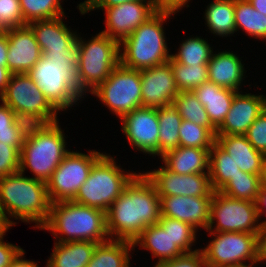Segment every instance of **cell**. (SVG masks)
<instances>
[{
    "mask_svg": "<svg viewBox=\"0 0 266 267\" xmlns=\"http://www.w3.org/2000/svg\"><path fill=\"white\" fill-rule=\"evenodd\" d=\"M161 217L160 196L144 173H137L106 211L110 239L133 242Z\"/></svg>",
    "mask_w": 266,
    "mask_h": 267,
    "instance_id": "obj_1",
    "label": "cell"
},
{
    "mask_svg": "<svg viewBox=\"0 0 266 267\" xmlns=\"http://www.w3.org/2000/svg\"><path fill=\"white\" fill-rule=\"evenodd\" d=\"M51 202L46 183L18 171L0 178V220L4 227L34 222L41 229L49 218Z\"/></svg>",
    "mask_w": 266,
    "mask_h": 267,
    "instance_id": "obj_2",
    "label": "cell"
},
{
    "mask_svg": "<svg viewBox=\"0 0 266 267\" xmlns=\"http://www.w3.org/2000/svg\"><path fill=\"white\" fill-rule=\"evenodd\" d=\"M41 229L51 231L60 243L110 240L106 212L74 201L51 203L49 218Z\"/></svg>",
    "mask_w": 266,
    "mask_h": 267,
    "instance_id": "obj_3",
    "label": "cell"
},
{
    "mask_svg": "<svg viewBox=\"0 0 266 267\" xmlns=\"http://www.w3.org/2000/svg\"><path fill=\"white\" fill-rule=\"evenodd\" d=\"M59 121L31 124L20 151L19 171L31 170L34 179L47 182L69 152Z\"/></svg>",
    "mask_w": 266,
    "mask_h": 267,
    "instance_id": "obj_4",
    "label": "cell"
},
{
    "mask_svg": "<svg viewBox=\"0 0 266 267\" xmlns=\"http://www.w3.org/2000/svg\"><path fill=\"white\" fill-rule=\"evenodd\" d=\"M173 14L175 15L174 12L158 10L123 39L119 43L120 64L140 71L168 62L171 54L165 41L163 24Z\"/></svg>",
    "mask_w": 266,
    "mask_h": 267,
    "instance_id": "obj_5",
    "label": "cell"
},
{
    "mask_svg": "<svg viewBox=\"0 0 266 267\" xmlns=\"http://www.w3.org/2000/svg\"><path fill=\"white\" fill-rule=\"evenodd\" d=\"M136 174L134 171L125 173L116 164L115 157L102 154L73 201L106 212Z\"/></svg>",
    "mask_w": 266,
    "mask_h": 267,
    "instance_id": "obj_6",
    "label": "cell"
},
{
    "mask_svg": "<svg viewBox=\"0 0 266 267\" xmlns=\"http://www.w3.org/2000/svg\"><path fill=\"white\" fill-rule=\"evenodd\" d=\"M82 38L78 37L76 83L79 91L86 95L103 83L119 65L120 51L119 42L101 32L92 36L89 41H84Z\"/></svg>",
    "mask_w": 266,
    "mask_h": 267,
    "instance_id": "obj_7",
    "label": "cell"
},
{
    "mask_svg": "<svg viewBox=\"0 0 266 267\" xmlns=\"http://www.w3.org/2000/svg\"><path fill=\"white\" fill-rule=\"evenodd\" d=\"M27 74L57 111L67 110L84 98L76 83L74 65L53 62L52 58L42 55Z\"/></svg>",
    "mask_w": 266,
    "mask_h": 267,
    "instance_id": "obj_8",
    "label": "cell"
},
{
    "mask_svg": "<svg viewBox=\"0 0 266 267\" xmlns=\"http://www.w3.org/2000/svg\"><path fill=\"white\" fill-rule=\"evenodd\" d=\"M209 244L201 249L206 267L263 262L262 236L245 232H212Z\"/></svg>",
    "mask_w": 266,
    "mask_h": 267,
    "instance_id": "obj_9",
    "label": "cell"
},
{
    "mask_svg": "<svg viewBox=\"0 0 266 267\" xmlns=\"http://www.w3.org/2000/svg\"><path fill=\"white\" fill-rule=\"evenodd\" d=\"M0 100L30 125L58 121V111L27 73L12 74Z\"/></svg>",
    "mask_w": 266,
    "mask_h": 267,
    "instance_id": "obj_10",
    "label": "cell"
},
{
    "mask_svg": "<svg viewBox=\"0 0 266 267\" xmlns=\"http://www.w3.org/2000/svg\"><path fill=\"white\" fill-rule=\"evenodd\" d=\"M258 222L256 202L232 198L220 191H214L206 231L263 234V227Z\"/></svg>",
    "mask_w": 266,
    "mask_h": 267,
    "instance_id": "obj_11",
    "label": "cell"
},
{
    "mask_svg": "<svg viewBox=\"0 0 266 267\" xmlns=\"http://www.w3.org/2000/svg\"><path fill=\"white\" fill-rule=\"evenodd\" d=\"M91 94L100 98L99 100L121 119L134 109L142 107L141 73L119 63Z\"/></svg>",
    "mask_w": 266,
    "mask_h": 267,
    "instance_id": "obj_12",
    "label": "cell"
},
{
    "mask_svg": "<svg viewBox=\"0 0 266 267\" xmlns=\"http://www.w3.org/2000/svg\"><path fill=\"white\" fill-rule=\"evenodd\" d=\"M89 154L71 150L46 182L51 203L73 201L82 184L88 179L94 162L103 154L88 150Z\"/></svg>",
    "mask_w": 266,
    "mask_h": 267,
    "instance_id": "obj_13",
    "label": "cell"
},
{
    "mask_svg": "<svg viewBox=\"0 0 266 267\" xmlns=\"http://www.w3.org/2000/svg\"><path fill=\"white\" fill-rule=\"evenodd\" d=\"M96 9H103L106 14V30L101 33L117 40L119 43L158 11L154 3L141 2H126L108 8L79 7L82 15Z\"/></svg>",
    "mask_w": 266,
    "mask_h": 267,
    "instance_id": "obj_14",
    "label": "cell"
},
{
    "mask_svg": "<svg viewBox=\"0 0 266 267\" xmlns=\"http://www.w3.org/2000/svg\"><path fill=\"white\" fill-rule=\"evenodd\" d=\"M144 174L153 183L158 195L164 196H213L209 173L176 174L164 166Z\"/></svg>",
    "mask_w": 266,
    "mask_h": 267,
    "instance_id": "obj_15",
    "label": "cell"
},
{
    "mask_svg": "<svg viewBox=\"0 0 266 267\" xmlns=\"http://www.w3.org/2000/svg\"><path fill=\"white\" fill-rule=\"evenodd\" d=\"M120 120H122V131L134 149L158 156L157 108L142 106L123 116Z\"/></svg>",
    "mask_w": 266,
    "mask_h": 267,
    "instance_id": "obj_16",
    "label": "cell"
},
{
    "mask_svg": "<svg viewBox=\"0 0 266 267\" xmlns=\"http://www.w3.org/2000/svg\"><path fill=\"white\" fill-rule=\"evenodd\" d=\"M142 106L161 108L172 105L180 93L177 88L170 60L149 69L140 70Z\"/></svg>",
    "mask_w": 266,
    "mask_h": 267,
    "instance_id": "obj_17",
    "label": "cell"
},
{
    "mask_svg": "<svg viewBox=\"0 0 266 267\" xmlns=\"http://www.w3.org/2000/svg\"><path fill=\"white\" fill-rule=\"evenodd\" d=\"M213 196H164L160 197L161 216L174 218L207 230Z\"/></svg>",
    "mask_w": 266,
    "mask_h": 267,
    "instance_id": "obj_18",
    "label": "cell"
},
{
    "mask_svg": "<svg viewBox=\"0 0 266 267\" xmlns=\"http://www.w3.org/2000/svg\"><path fill=\"white\" fill-rule=\"evenodd\" d=\"M266 108V97L237 92L231 108L216 135H245L248 128Z\"/></svg>",
    "mask_w": 266,
    "mask_h": 267,
    "instance_id": "obj_19",
    "label": "cell"
},
{
    "mask_svg": "<svg viewBox=\"0 0 266 267\" xmlns=\"http://www.w3.org/2000/svg\"><path fill=\"white\" fill-rule=\"evenodd\" d=\"M7 38V68L12 74L27 73L42 56L34 32L25 25L8 30Z\"/></svg>",
    "mask_w": 266,
    "mask_h": 267,
    "instance_id": "obj_20",
    "label": "cell"
},
{
    "mask_svg": "<svg viewBox=\"0 0 266 267\" xmlns=\"http://www.w3.org/2000/svg\"><path fill=\"white\" fill-rule=\"evenodd\" d=\"M64 17L35 20L27 24L34 32L41 52H66L78 41L77 32L63 23Z\"/></svg>",
    "mask_w": 266,
    "mask_h": 267,
    "instance_id": "obj_21",
    "label": "cell"
},
{
    "mask_svg": "<svg viewBox=\"0 0 266 267\" xmlns=\"http://www.w3.org/2000/svg\"><path fill=\"white\" fill-rule=\"evenodd\" d=\"M241 61L233 51L212 53L207 64L209 82L239 92V87L245 78L244 72L246 73Z\"/></svg>",
    "mask_w": 266,
    "mask_h": 267,
    "instance_id": "obj_22",
    "label": "cell"
},
{
    "mask_svg": "<svg viewBox=\"0 0 266 267\" xmlns=\"http://www.w3.org/2000/svg\"><path fill=\"white\" fill-rule=\"evenodd\" d=\"M210 149L179 146L164 153V167L176 174L209 173Z\"/></svg>",
    "mask_w": 266,
    "mask_h": 267,
    "instance_id": "obj_23",
    "label": "cell"
},
{
    "mask_svg": "<svg viewBox=\"0 0 266 267\" xmlns=\"http://www.w3.org/2000/svg\"><path fill=\"white\" fill-rule=\"evenodd\" d=\"M193 92L207 111L211 124L218 129L225 120L237 92L209 81L196 87Z\"/></svg>",
    "mask_w": 266,
    "mask_h": 267,
    "instance_id": "obj_24",
    "label": "cell"
},
{
    "mask_svg": "<svg viewBox=\"0 0 266 267\" xmlns=\"http://www.w3.org/2000/svg\"><path fill=\"white\" fill-rule=\"evenodd\" d=\"M216 143L231 156L240 170L260 175L263 153L257 151L245 135H216Z\"/></svg>",
    "mask_w": 266,
    "mask_h": 267,
    "instance_id": "obj_25",
    "label": "cell"
},
{
    "mask_svg": "<svg viewBox=\"0 0 266 267\" xmlns=\"http://www.w3.org/2000/svg\"><path fill=\"white\" fill-rule=\"evenodd\" d=\"M132 243L134 247L140 244L139 247L150 250L152 256L158 258L155 266L184 254L158 223L145 228Z\"/></svg>",
    "mask_w": 266,
    "mask_h": 267,
    "instance_id": "obj_26",
    "label": "cell"
},
{
    "mask_svg": "<svg viewBox=\"0 0 266 267\" xmlns=\"http://www.w3.org/2000/svg\"><path fill=\"white\" fill-rule=\"evenodd\" d=\"M46 267H86L98 243L90 241L54 242Z\"/></svg>",
    "mask_w": 266,
    "mask_h": 267,
    "instance_id": "obj_27",
    "label": "cell"
},
{
    "mask_svg": "<svg viewBox=\"0 0 266 267\" xmlns=\"http://www.w3.org/2000/svg\"><path fill=\"white\" fill-rule=\"evenodd\" d=\"M131 250H135L132 242L110 239L96 245L86 267H130Z\"/></svg>",
    "mask_w": 266,
    "mask_h": 267,
    "instance_id": "obj_28",
    "label": "cell"
},
{
    "mask_svg": "<svg viewBox=\"0 0 266 267\" xmlns=\"http://www.w3.org/2000/svg\"><path fill=\"white\" fill-rule=\"evenodd\" d=\"M205 22L211 33L226 37L236 32L234 0H215L207 6Z\"/></svg>",
    "mask_w": 266,
    "mask_h": 267,
    "instance_id": "obj_29",
    "label": "cell"
},
{
    "mask_svg": "<svg viewBox=\"0 0 266 267\" xmlns=\"http://www.w3.org/2000/svg\"><path fill=\"white\" fill-rule=\"evenodd\" d=\"M159 121L158 156L179 147L182 117L173 105L157 108Z\"/></svg>",
    "mask_w": 266,
    "mask_h": 267,
    "instance_id": "obj_30",
    "label": "cell"
},
{
    "mask_svg": "<svg viewBox=\"0 0 266 267\" xmlns=\"http://www.w3.org/2000/svg\"><path fill=\"white\" fill-rule=\"evenodd\" d=\"M236 32L242 29L250 37L266 40V15L257 11L248 0H234Z\"/></svg>",
    "mask_w": 266,
    "mask_h": 267,
    "instance_id": "obj_31",
    "label": "cell"
},
{
    "mask_svg": "<svg viewBox=\"0 0 266 267\" xmlns=\"http://www.w3.org/2000/svg\"><path fill=\"white\" fill-rule=\"evenodd\" d=\"M239 170L231 156L215 142L209 152V176L213 190L220 191Z\"/></svg>",
    "mask_w": 266,
    "mask_h": 267,
    "instance_id": "obj_32",
    "label": "cell"
},
{
    "mask_svg": "<svg viewBox=\"0 0 266 267\" xmlns=\"http://www.w3.org/2000/svg\"><path fill=\"white\" fill-rule=\"evenodd\" d=\"M29 126V123L22 121L8 105L2 102L0 105V142L9 144L20 152Z\"/></svg>",
    "mask_w": 266,
    "mask_h": 267,
    "instance_id": "obj_33",
    "label": "cell"
},
{
    "mask_svg": "<svg viewBox=\"0 0 266 267\" xmlns=\"http://www.w3.org/2000/svg\"><path fill=\"white\" fill-rule=\"evenodd\" d=\"M172 105L183 120L206 127L216 136L217 129L211 124L207 111L193 91L180 92L173 100Z\"/></svg>",
    "mask_w": 266,
    "mask_h": 267,
    "instance_id": "obj_34",
    "label": "cell"
},
{
    "mask_svg": "<svg viewBox=\"0 0 266 267\" xmlns=\"http://www.w3.org/2000/svg\"><path fill=\"white\" fill-rule=\"evenodd\" d=\"M260 175L250 174L239 170L220 190L232 198L256 202L261 189Z\"/></svg>",
    "mask_w": 266,
    "mask_h": 267,
    "instance_id": "obj_35",
    "label": "cell"
},
{
    "mask_svg": "<svg viewBox=\"0 0 266 267\" xmlns=\"http://www.w3.org/2000/svg\"><path fill=\"white\" fill-rule=\"evenodd\" d=\"M204 38L191 37L187 38L180 44L179 51L171 54V57L178 63L185 65H207L213 49Z\"/></svg>",
    "mask_w": 266,
    "mask_h": 267,
    "instance_id": "obj_36",
    "label": "cell"
},
{
    "mask_svg": "<svg viewBox=\"0 0 266 267\" xmlns=\"http://www.w3.org/2000/svg\"><path fill=\"white\" fill-rule=\"evenodd\" d=\"M170 65L177 88L182 91H193L196 87L209 81L207 65H185L178 63L172 57Z\"/></svg>",
    "mask_w": 266,
    "mask_h": 267,
    "instance_id": "obj_37",
    "label": "cell"
},
{
    "mask_svg": "<svg viewBox=\"0 0 266 267\" xmlns=\"http://www.w3.org/2000/svg\"><path fill=\"white\" fill-rule=\"evenodd\" d=\"M23 20L26 24L35 20L65 16L62 0H19Z\"/></svg>",
    "mask_w": 266,
    "mask_h": 267,
    "instance_id": "obj_38",
    "label": "cell"
},
{
    "mask_svg": "<svg viewBox=\"0 0 266 267\" xmlns=\"http://www.w3.org/2000/svg\"><path fill=\"white\" fill-rule=\"evenodd\" d=\"M158 224L170 235L174 243L184 252L189 253L198 249L192 250L191 247L195 243L197 237L196 231L189 223L161 216Z\"/></svg>",
    "mask_w": 266,
    "mask_h": 267,
    "instance_id": "obj_39",
    "label": "cell"
},
{
    "mask_svg": "<svg viewBox=\"0 0 266 267\" xmlns=\"http://www.w3.org/2000/svg\"><path fill=\"white\" fill-rule=\"evenodd\" d=\"M216 136L206 127L182 120L179 128V146L211 149Z\"/></svg>",
    "mask_w": 266,
    "mask_h": 267,
    "instance_id": "obj_40",
    "label": "cell"
},
{
    "mask_svg": "<svg viewBox=\"0 0 266 267\" xmlns=\"http://www.w3.org/2000/svg\"><path fill=\"white\" fill-rule=\"evenodd\" d=\"M27 25L23 20L19 0H0V32Z\"/></svg>",
    "mask_w": 266,
    "mask_h": 267,
    "instance_id": "obj_41",
    "label": "cell"
},
{
    "mask_svg": "<svg viewBox=\"0 0 266 267\" xmlns=\"http://www.w3.org/2000/svg\"><path fill=\"white\" fill-rule=\"evenodd\" d=\"M245 136L257 151L266 153V108L248 128Z\"/></svg>",
    "mask_w": 266,
    "mask_h": 267,
    "instance_id": "obj_42",
    "label": "cell"
},
{
    "mask_svg": "<svg viewBox=\"0 0 266 267\" xmlns=\"http://www.w3.org/2000/svg\"><path fill=\"white\" fill-rule=\"evenodd\" d=\"M20 152L9 144L0 142V178L19 171Z\"/></svg>",
    "mask_w": 266,
    "mask_h": 267,
    "instance_id": "obj_43",
    "label": "cell"
},
{
    "mask_svg": "<svg viewBox=\"0 0 266 267\" xmlns=\"http://www.w3.org/2000/svg\"><path fill=\"white\" fill-rule=\"evenodd\" d=\"M153 267H206L202 250L184 253L171 260H166Z\"/></svg>",
    "mask_w": 266,
    "mask_h": 267,
    "instance_id": "obj_44",
    "label": "cell"
},
{
    "mask_svg": "<svg viewBox=\"0 0 266 267\" xmlns=\"http://www.w3.org/2000/svg\"><path fill=\"white\" fill-rule=\"evenodd\" d=\"M9 228H4L0 232V267H10L12 261L23 250L9 242H4L3 238Z\"/></svg>",
    "mask_w": 266,
    "mask_h": 267,
    "instance_id": "obj_45",
    "label": "cell"
},
{
    "mask_svg": "<svg viewBox=\"0 0 266 267\" xmlns=\"http://www.w3.org/2000/svg\"><path fill=\"white\" fill-rule=\"evenodd\" d=\"M42 55L52 58L53 62L69 63L78 69V41L66 52H42Z\"/></svg>",
    "mask_w": 266,
    "mask_h": 267,
    "instance_id": "obj_46",
    "label": "cell"
},
{
    "mask_svg": "<svg viewBox=\"0 0 266 267\" xmlns=\"http://www.w3.org/2000/svg\"><path fill=\"white\" fill-rule=\"evenodd\" d=\"M190 0H154V6L159 11H170L177 13L185 7Z\"/></svg>",
    "mask_w": 266,
    "mask_h": 267,
    "instance_id": "obj_47",
    "label": "cell"
},
{
    "mask_svg": "<svg viewBox=\"0 0 266 267\" xmlns=\"http://www.w3.org/2000/svg\"><path fill=\"white\" fill-rule=\"evenodd\" d=\"M126 2L154 3V0H90L83 8H108Z\"/></svg>",
    "mask_w": 266,
    "mask_h": 267,
    "instance_id": "obj_48",
    "label": "cell"
},
{
    "mask_svg": "<svg viewBox=\"0 0 266 267\" xmlns=\"http://www.w3.org/2000/svg\"><path fill=\"white\" fill-rule=\"evenodd\" d=\"M256 207L258 210L259 218H261L262 215L266 216V187H261L259 195L256 200ZM260 223L264 229L266 227V220L261 221Z\"/></svg>",
    "mask_w": 266,
    "mask_h": 267,
    "instance_id": "obj_49",
    "label": "cell"
},
{
    "mask_svg": "<svg viewBox=\"0 0 266 267\" xmlns=\"http://www.w3.org/2000/svg\"><path fill=\"white\" fill-rule=\"evenodd\" d=\"M8 38L7 31L0 32V65L7 66Z\"/></svg>",
    "mask_w": 266,
    "mask_h": 267,
    "instance_id": "obj_50",
    "label": "cell"
},
{
    "mask_svg": "<svg viewBox=\"0 0 266 267\" xmlns=\"http://www.w3.org/2000/svg\"><path fill=\"white\" fill-rule=\"evenodd\" d=\"M25 251L22 250L16 258L12 261L10 267H38V264L34 261L23 259Z\"/></svg>",
    "mask_w": 266,
    "mask_h": 267,
    "instance_id": "obj_51",
    "label": "cell"
},
{
    "mask_svg": "<svg viewBox=\"0 0 266 267\" xmlns=\"http://www.w3.org/2000/svg\"><path fill=\"white\" fill-rule=\"evenodd\" d=\"M12 73L7 66L0 65V96L5 92Z\"/></svg>",
    "mask_w": 266,
    "mask_h": 267,
    "instance_id": "obj_52",
    "label": "cell"
},
{
    "mask_svg": "<svg viewBox=\"0 0 266 267\" xmlns=\"http://www.w3.org/2000/svg\"><path fill=\"white\" fill-rule=\"evenodd\" d=\"M248 1L257 11L266 15V0H248Z\"/></svg>",
    "mask_w": 266,
    "mask_h": 267,
    "instance_id": "obj_53",
    "label": "cell"
},
{
    "mask_svg": "<svg viewBox=\"0 0 266 267\" xmlns=\"http://www.w3.org/2000/svg\"><path fill=\"white\" fill-rule=\"evenodd\" d=\"M260 180L262 187H266V153H263Z\"/></svg>",
    "mask_w": 266,
    "mask_h": 267,
    "instance_id": "obj_54",
    "label": "cell"
},
{
    "mask_svg": "<svg viewBox=\"0 0 266 267\" xmlns=\"http://www.w3.org/2000/svg\"><path fill=\"white\" fill-rule=\"evenodd\" d=\"M262 252H263V259L266 261V227L263 229Z\"/></svg>",
    "mask_w": 266,
    "mask_h": 267,
    "instance_id": "obj_55",
    "label": "cell"
},
{
    "mask_svg": "<svg viewBox=\"0 0 266 267\" xmlns=\"http://www.w3.org/2000/svg\"><path fill=\"white\" fill-rule=\"evenodd\" d=\"M256 263H250L249 265H247V263L245 264H237V265H229V266H225V267H253L252 265H254Z\"/></svg>",
    "mask_w": 266,
    "mask_h": 267,
    "instance_id": "obj_56",
    "label": "cell"
},
{
    "mask_svg": "<svg viewBox=\"0 0 266 267\" xmlns=\"http://www.w3.org/2000/svg\"><path fill=\"white\" fill-rule=\"evenodd\" d=\"M88 2H90V0H85L84 2L78 4L77 8H79V7L83 8Z\"/></svg>",
    "mask_w": 266,
    "mask_h": 267,
    "instance_id": "obj_57",
    "label": "cell"
}]
</instances>
